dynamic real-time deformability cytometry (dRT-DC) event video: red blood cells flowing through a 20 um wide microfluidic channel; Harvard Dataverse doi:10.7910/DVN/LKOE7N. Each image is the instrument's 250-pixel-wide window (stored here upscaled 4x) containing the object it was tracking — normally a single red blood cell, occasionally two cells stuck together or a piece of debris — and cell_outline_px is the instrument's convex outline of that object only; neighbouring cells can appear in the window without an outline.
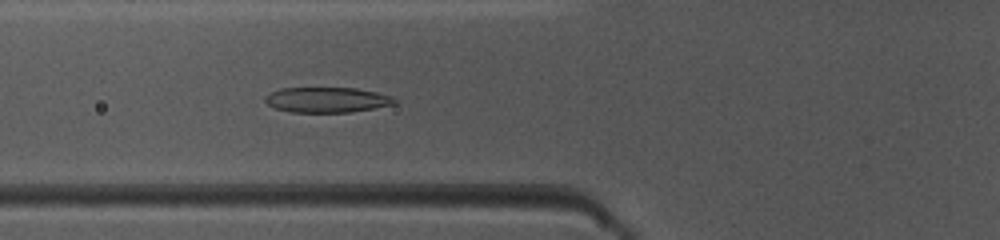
{"species": "common noctule bat (a hibernating species)", "species_latin": "Nyctalus noctula", "temperature_condition": "warm", "stored_images_in_passage": 38, "camera_frame_rate_fps": 3000, "um_per_image_px": 0.085, "animal": {"sex": "female", "body_mass_g": 10.0, "forearm_length_mm": 53.1}, "frame": {"image": 1, "passage_image": 7, "time_ms": 2.0, "image_size_px": [1000, 240], "cell_outline_px": [[400, 100], [396, 104], [348, 112], [292, 112], [276, 108], [268, 104], [264, 100], [264, 96], [280, 88], [356, 88], [376, 92], [392, 96]], "centroid_in_image_um": [27.82, 8.48], "position_along_channel_um": 98.0, "area_um2": 19.02}}
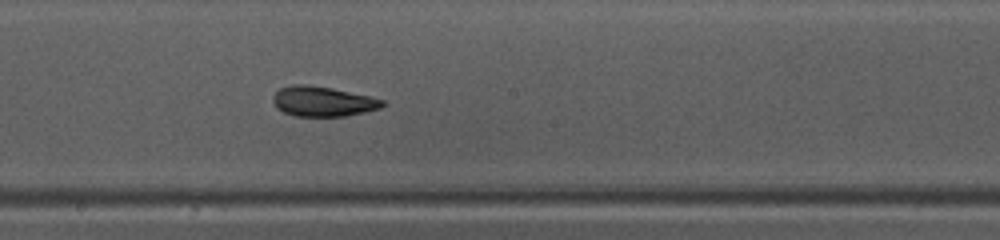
{"frame": {"image": 2, "passage_image": 16, "time_ms": 5.0, "image_size_px": [1000, 240], "cell_outline_px": [[388, 104], [380, 108], [364, 112], [344, 116], [296, 116], [284, 112], [276, 108], [272, 100], [272, 96], [280, 88], [296, 84], [304, 84], [332, 88], [368, 96], [384, 100]], "centroid_in_image_um": [27.43, 8.62], "position_along_channel_um": 220.8, "area_um2": 19.07}}
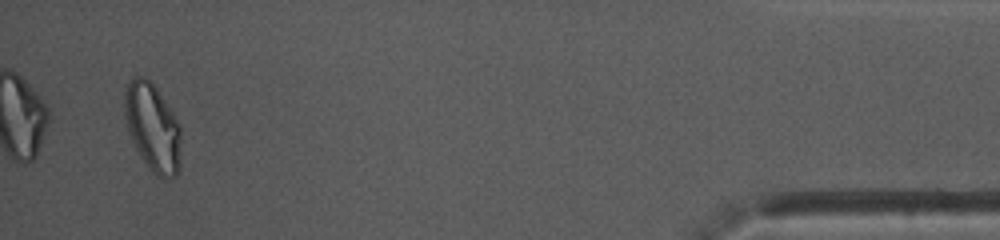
{"frame": {"image": 3, "passage_image": 36, "time_ms": 11.667, "image_size_px": [1000, 240], "cell_outline_px": [[180, 168], [176, 176], [168, 180], [156, 176], [148, 168], [136, 148], [132, 140], [124, 116], [124, 88], [132, 76], [144, 76], [156, 88], [180, 124]], "centroid_in_image_um": [12.97, 10.85], "position_along_channel_um": 422.2, "area_um2": 29.07}, "authors_computed_cell_mechanics": {"area_um2": 19.4786, "velocity_mm_per_s": 4.0695, "shape_relaxation_time_tau1_ms": 4.2097, "shape_relaxation_time_tau2_ms": 1.3166, "deformation_change_tau1": 0.173, "deformation_change_tau2": 0.0745}}